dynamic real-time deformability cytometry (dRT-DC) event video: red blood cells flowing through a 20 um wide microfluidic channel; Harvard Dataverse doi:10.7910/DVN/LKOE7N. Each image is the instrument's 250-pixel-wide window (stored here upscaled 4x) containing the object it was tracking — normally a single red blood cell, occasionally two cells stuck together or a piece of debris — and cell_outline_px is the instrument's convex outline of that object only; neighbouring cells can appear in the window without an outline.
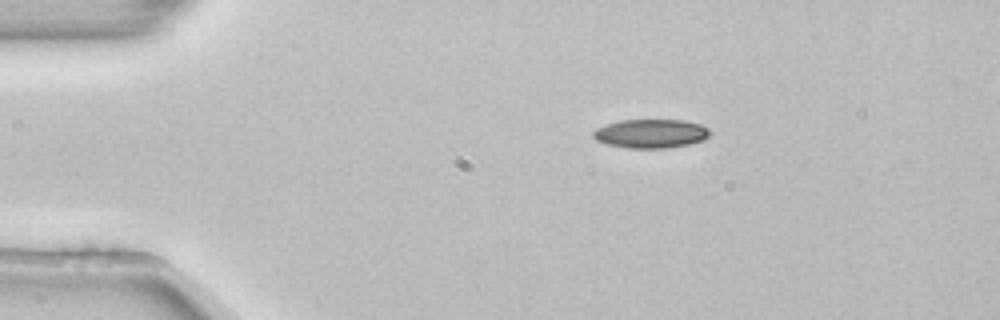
{"species": "common noctule bat (a hibernating species)", "species_latin": "Nyctalus noctula", "temperature_condition": "room temperature", "stored_images_in_passage": 5, "camera_frame_rate_fps": 3000, "um_per_image_px": 0.085, "animal": {"sex": "female", "body_mass_g": 22.7, "forearm_length_mm": 54.2}, "frame": {"image": 1, "passage_image": 2, "time_ms": 0.333, "image_size_px": [1000, 320], "cell_outline_px": [[712, 132], [704, 140], [688, 144], [668, 148], [628, 148], [608, 144], [596, 140], [592, 136], [592, 132], [596, 128], [620, 120], [684, 120], [700, 124], [708, 128]], "centroid_in_image_um": [55.34, 11.35], "position_along_channel_um": 29.7, "area_um2": 19.65}}